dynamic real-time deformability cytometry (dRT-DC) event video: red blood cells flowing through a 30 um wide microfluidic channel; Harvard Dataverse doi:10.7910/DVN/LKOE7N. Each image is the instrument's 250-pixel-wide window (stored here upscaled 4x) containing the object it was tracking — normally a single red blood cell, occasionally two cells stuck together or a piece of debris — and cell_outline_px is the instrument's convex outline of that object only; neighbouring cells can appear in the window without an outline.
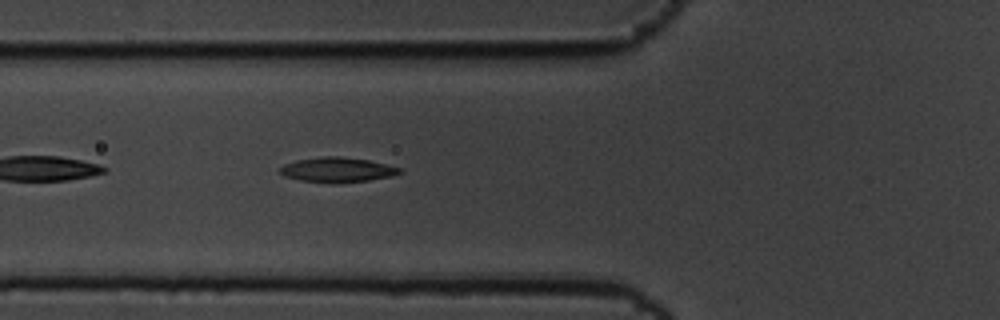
{"species": "common noctule bat (a hibernating species)", "species_latin": "Nyctalus noctula", "temperature_condition": "cold", "stored_images_in_passage": 6, "camera_frame_rate_fps": 3000, "um_per_image_px": 0.085, "animal": {"sex": "male", "body_mass_g": 19.5, "forearm_length_mm": 54.6}, "frame": {"image": 1, "passage_image": 6, "time_ms": 1.667, "image_size_px": [1000, 320], "cell_outline_px": [[404, 172], [392, 176], [368, 180], [336, 184], [332, 184], [300, 180], [284, 176], [276, 168], [284, 164], [296, 160], [320, 156], [340, 156], [368, 160], [404, 168]], "centroid_in_image_um": [28.67, 14.43], "position_along_channel_um": 97.1, "area_um2": 17.74}}